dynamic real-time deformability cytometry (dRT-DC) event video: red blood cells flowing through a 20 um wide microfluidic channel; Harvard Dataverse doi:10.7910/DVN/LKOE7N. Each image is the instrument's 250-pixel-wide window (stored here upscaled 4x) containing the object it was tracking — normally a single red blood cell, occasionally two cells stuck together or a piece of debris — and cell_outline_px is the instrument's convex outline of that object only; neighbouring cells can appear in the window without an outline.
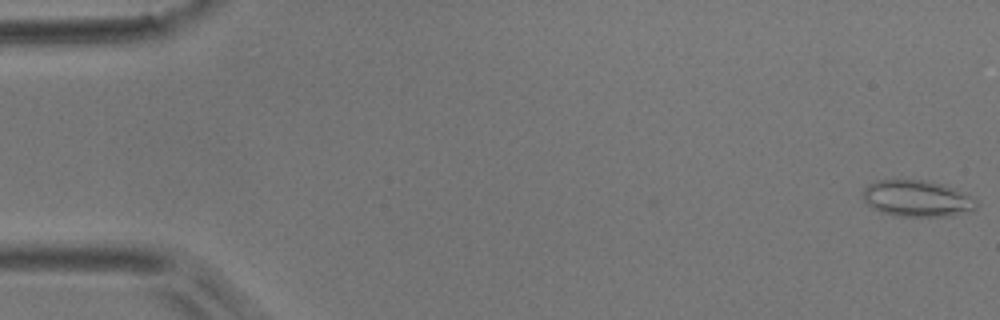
{"species": "common noctule bat (a hibernating species)", "species_latin": "Nyctalus noctula", "temperature_condition": "room temperature", "stored_images_in_passage": 7, "camera_frame_rate_fps": 3000, "um_per_image_px": 0.085, "animal": {"sex": "male", "body_mass_g": 17.9}, "frame": {"image": 1, "passage_image": 1, "time_ms": 0.0, "image_size_px": [1000, 320], "cell_outline_px": [[980, 204], [976, 208], [948, 216], [892, 216], [880, 212], [872, 208], [864, 200], [864, 188], [868, 184], [880, 180], [924, 180], [944, 184], [968, 192]], "centroid_in_image_um": [77.98, 16.87], "position_along_channel_um": 7.0, "area_um2": 24.28}}
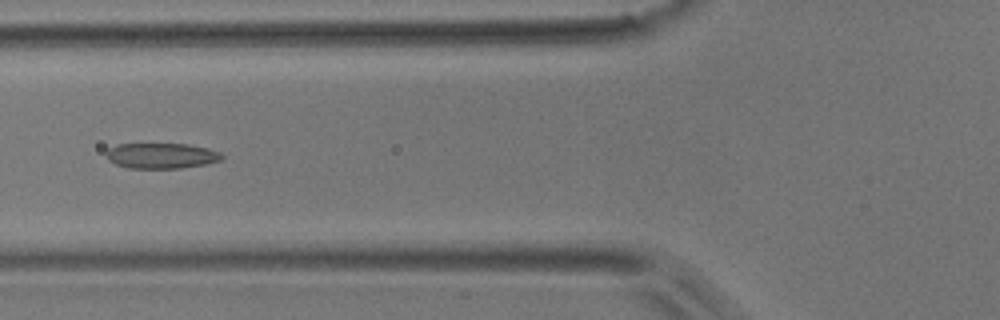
{"frame": {"image": 2, "passage_image": 7, "time_ms": 6.667, "image_size_px": [1000, 320], "cell_outline_px": [[224, 156], [220, 160], [204, 164], [180, 168], [128, 168], [116, 164], [108, 160], [104, 152], [108, 148], [116, 144], [188, 144], [208, 148], [220, 152]], "centroid_in_image_um": [13.68, 13.23], "position_along_channel_um": 112.1, "area_um2": 17.22}}